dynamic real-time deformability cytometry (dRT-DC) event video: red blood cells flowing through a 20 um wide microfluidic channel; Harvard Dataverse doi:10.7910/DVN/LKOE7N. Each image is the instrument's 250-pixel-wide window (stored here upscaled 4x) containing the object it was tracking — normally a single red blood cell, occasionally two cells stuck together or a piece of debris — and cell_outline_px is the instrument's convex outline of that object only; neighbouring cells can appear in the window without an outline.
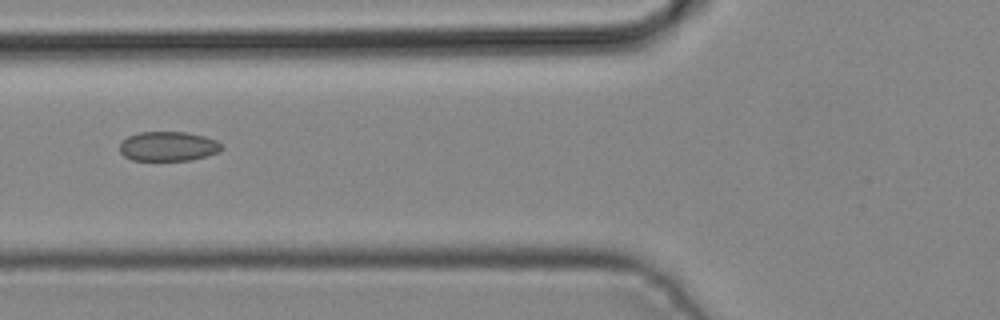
{"species": "common noctule bat (a hibernating species)", "species_latin": "Nyctalus noctula", "temperature_condition": "cold", "stored_images_in_passage": 5, "camera_frame_rate_fps": 3000, "um_per_image_px": 0.085, "animal": {"sex": "male", "body_mass_g": 19.2, "forearm_length_mm": 51.8}, "frame": {"image": 1, "passage_image": 5, "time_ms": 1.333, "image_size_px": [1000, 320], "cell_outline_px": [[224, 148], [208, 156], [192, 160], [132, 160], [124, 156], [120, 152], [120, 144], [128, 136], [140, 132], [188, 132], [204, 136], [216, 140]], "centroid_in_image_um": [14.3, 12.44], "position_along_channel_um": 111.5, "area_um2": 17.51}}